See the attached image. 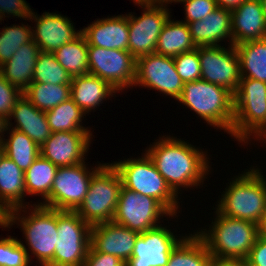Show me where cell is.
Here are the masks:
<instances>
[{"label":"cell","instance_id":"cell-1","mask_svg":"<svg viewBox=\"0 0 266 266\" xmlns=\"http://www.w3.org/2000/svg\"><path fill=\"white\" fill-rule=\"evenodd\" d=\"M157 140L145 152L176 194L181 187L197 188L204 184V179L211 172L205 151L170 135Z\"/></svg>","mask_w":266,"mask_h":266},{"label":"cell","instance_id":"cell-2","mask_svg":"<svg viewBox=\"0 0 266 266\" xmlns=\"http://www.w3.org/2000/svg\"><path fill=\"white\" fill-rule=\"evenodd\" d=\"M7 222L9 227L17 224L20 230H23L25 243L29 249L21 240L20 243L27 251L30 261L32 256L29 250L40 266H47L53 260L57 238H59L57 233L58 210L38 204L30 205L28 208L27 206L20 207L8 212Z\"/></svg>","mask_w":266,"mask_h":266},{"label":"cell","instance_id":"cell-3","mask_svg":"<svg viewBox=\"0 0 266 266\" xmlns=\"http://www.w3.org/2000/svg\"><path fill=\"white\" fill-rule=\"evenodd\" d=\"M217 214L209 230L195 232L205 243L212 258L246 259L259 236L258 224Z\"/></svg>","mask_w":266,"mask_h":266},{"label":"cell","instance_id":"cell-4","mask_svg":"<svg viewBox=\"0 0 266 266\" xmlns=\"http://www.w3.org/2000/svg\"><path fill=\"white\" fill-rule=\"evenodd\" d=\"M260 170L253 166L234 177L215 209L224 216L259 224L266 210V179Z\"/></svg>","mask_w":266,"mask_h":266},{"label":"cell","instance_id":"cell-5","mask_svg":"<svg viewBox=\"0 0 266 266\" xmlns=\"http://www.w3.org/2000/svg\"><path fill=\"white\" fill-rule=\"evenodd\" d=\"M177 101L193 110L210 126L231 134L234 94L225 87L199 79L185 82Z\"/></svg>","mask_w":266,"mask_h":266},{"label":"cell","instance_id":"cell-6","mask_svg":"<svg viewBox=\"0 0 266 266\" xmlns=\"http://www.w3.org/2000/svg\"><path fill=\"white\" fill-rule=\"evenodd\" d=\"M118 171L122 186L141 195L158 200L177 217L180 202L178 195L167 184L152 159L145 152L141 158H128L111 163Z\"/></svg>","mask_w":266,"mask_h":266},{"label":"cell","instance_id":"cell-7","mask_svg":"<svg viewBox=\"0 0 266 266\" xmlns=\"http://www.w3.org/2000/svg\"><path fill=\"white\" fill-rule=\"evenodd\" d=\"M266 124V82L241 77L234 93V119L230 136L247 145Z\"/></svg>","mask_w":266,"mask_h":266},{"label":"cell","instance_id":"cell-8","mask_svg":"<svg viewBox=\"0 0 266 266\" xmlns=\"http://www.w3.org/2000/svg\"><path fill=\"white\" fill-rule=\"evenodd\" d=\"M122 180L111 163H105L93 176L88 192L75 211L90 226L112 221Z\"/></svg>","mask_w":266,"mask_h":266},{"label":"cell","instance_id":"cell-9","mask_svg":"<svg viewBox=\"0 0 266 266\" xmlns=\"http://www.w3.org/2000/svg\"><path fill=\"white\" fill-rule=\"evenodd\" d=\"M91 226L75 211L58 210V237L54 258L47 266H84Z\"/></svg>","mask_w":266,"mask_h":266},{"label":"cell","instance_id":"cell-10","mask_svg":"<svg viewBox=\"0 0 266 266\" xmlns=\"http://www.w3.org/2000/svg\"><path fill=\"white\" fill-rule=\"evenodd\" d=\"M172 215L158 200L122 186L112 221L138 233L155 228L160 218Z\"/></svg>","mask_w":266,"mask_h":266},{"label":"cell","instance_id":"cell-11","mask_svg":"<svg viewBox=\"0 0 266 266\" xmlns=\"http://www.w3.org/2000/svg\"><path fill=\"white\" fill-rule=\"evenodd\" d=\"M137 59L129 52L88 46L90 74L108 82L118 92L134 86Z\"/></svg>","mask_w":266,"mask_h":266},{"label":"cell","instance_id":"cell-12","mask_svg":"<svg viewBox=\"0 0 266 266\" xmlns=\"http://www.w3.org/2000/svg\"><path fill=\"white\" fill-rule=\"evenodd\" d=\"M104 164L99 163L96 165L97 167L91 169L85 162L58 167L49 194V208L60 211H76L88 192L92 176Z\"/></svg>","mask_w":266,"mask_h":266},{"label":"cell","instance_id":"cell-13","mask_svg":"<svg viewBox=\"0 0 266 266\" xmlns=\"http://www.w3.org/2000/svg\"><path fill=\"white\" fill-rule=\"evenodd\" d=\"M143 8L139 17L128 14L129 52L139 57L155 53L158 37L167 20L172 17L163 3L136 4Z\"/></svg>","mask_w":266,"mask_h":266},{"label":"cell","instance_id":"cell-14","mask_svg":"<svg viewBox=\"0 0 266 266\" xmlns=\"http://www.w3.org/2000/svg\"><path fill=\"white\" fill-rule=\"evenodd\" d=\"M228 46H201L198 55L201 79L225 87L234 94L241 79L240 61L235 46Z\"/></svg>","mask_w":266,"mask_h":266},{"label":"cell","instance_id":"cell-15","mask_svg":"<svg viewBox=\"0 0 266 266\" xmlns=\"http://www.w3.org/2000/svg\"><path fill=\"white\" fill-rule=\"evenodd\" d=\"M134 86L157 90L177 100L184 83L177 74L173 57L152 53L137 59Z\"/></svg>","mask_w":266,"mask_h":266},{"label":"cell","instance_id":"cell-16","mask_svg":"<svg viewBox=\"0 0 266 266\" xmlns=\"http://www.w3.org/2000/svg\"><path fill=\"white\" fill-rule=\"evenodd\" d=\"M170 230L159 225L140 233L125 266H166L172 250L185 237L178 238Z\"/></svg>","mask_w":266,"mask_h":266},{"label":"cell","instance_id":"cell-17","mask_svg":"<svg viewBox=\"0 0 266 266\" xmlns=\"http://www.w3.org/2000/svg\"><path fill=\"white\" fill-rule=\"evenodd\" d=\"M91 139L87 131L54 132L40 146V155L57 167L83 163Z\"/></svg>","mask_w":266,"mask_h":266},{"label":"cell","instance_id":"cell-18","mask_svg":"<svg viewBox=\"0 0 266 266\" xmlns=\"http://www.w3.org/2000/svg\"><path fill=\"white\" fill-rule=\"evenodd\" d=\"M34 20L33 41L40 52L54 53L58 48L79 36L82 31L75 29L70 18L61 14L44 12L41 16L32 13L29 20Z\"/></svg>","mask_w":266,"mask_h":266},{"label":"cell","instance_id":"cell-19","mask_svg":"<svg viewBox=\"0 0 266 266\" xmlns=\"http://www.w3.org/2000/svg\"><path fill=\"white\" fill-rule=\"evenodd\" d=\"M139 234L114 221L96 224L91 226L90 247L96 252L117 256L126 263L132 257Z\"/></svg>","mask_w":266,"mask_h":266},{"label":"cell","instance_id":"cell-20","mask_svg":"<svg viewBox=\"0 0 266 266\" xmlns=\"http://www.w3.org/2000/svg\"><path fill=\"white\" fill-rule=\"evenodd\" d=\"M81 31L88 46L129 51L128 14L97 19Z\"/></svg>","mask_w":266,"mask_h":266},{"label":"cell","instance_id":"cell-21","mask_svg":"<svg viewBox=\"0 0 266 266\" xmlns=\"http://www.w3.org/2000/svg\"><path fill=\"white\" fill-rule=\"evenodd\" d=\"M232 45L266 38V18L260 0H246L231 11Z\"/></svg>","mask_w":266,"mask_h":266},{"label":"cell","instance_id":"cell-22","mask_svg":"<svg viewBox=\"0 0 266 266\" xmlns=\"http://www.w3.org/2000/svg\"><path fill=\"white\" fill-rule=\"evenodd\" d=\"M192 41L196 47L221 45L229 40L232 45L231 10L217 8L202 20L187 23Z\"/></svg>","mask_w":266,"mask_h":266},{"label":"cell","instance_id":"cell-23","mask_svg":"<svg viewBox=\"0 0 266 266\" xmlns=\"http://www.w3.org/2000/svg\"><path fill=\"white\" fill-rule=\"evenodd\" d=\"M11 119L16 122L15 126L10 122ZM8 127L25 133L39 147L52 133L45 112L37 109L24 95L15 103L8 118Z\"/></svg>","mask_w":266,"mask_h":266},{"label":"cell","instance_id":"cell-24","mask_svg":"<svg viewBox=\"0 0 266 266\" xmlns=\"http://www.w3.org/2000/svg\"><path fill=\"white\" fill-rule=\"evenodd\" d=\"M71 98L86 114L101 106L106 98L119 93L108 82L93 74L75 76L70 83Z\"/></svg>","mask_w":266,"mask_h":266},{"label":"cell","instance_id":"cell-25","mask_svg":"<svg viewBox=\"0 0 266 266\" xmlns=\"http://www.w3.org/2000/svg\"><path fill=\"white\" fill-rule=\"evenodd\" d=\"M26 195L24 171L4 155L0 160V205L7 213L16 208L28 207L30 204L24 201Z\"/></svg>","mask_w":266,"mask_h":266},{"label":"cell","instance_id":"cell-26","mask_svg":"<svg viewBox=\"0 0 266 266\" xmlns=\"http://www.w3.org/2000/svg\"><path fill=\"white\" fill-rule=\"evenodd\" d=\"M40 49L32 40L21 45L11 59L0 66L3 77L24 92L33 81L34 67Z\"/></svg>","mask_w":266,"mask_h":266},{"label":"cell","instance_id":"cell-27","mask_svg":"<svg viewBox=\"0 0 266 266\" xmlns=\"http://www.w3.org/2000/svg\"><path fill=\"white\" fill-rule=\"evenodd\" d=\"M195 48L187 23L171 20L170 17L158 37L155 53L175 57Z\"/></svg>","mask_w":266,"mask_h":266},{"label":"cell","instance_id":"cell-28","mask_svg":"<svg viewBox=\"0 0 266 266\" xmlns=\"http://www.w3.org/2000/svg\"><path fill=\"white\" fill-rule=\"evenodd\" d=\"M57 169L55 164L40 155L24 172L26 194L38 195L44 200L43 203L38 202V205L49 208V194Z\"/></svg>","mask_w":266,"mask_h":266},{"label":"cell","instance_id":"cell-29","mask_svg":"<svg viewBox=\"0 0 266 266\" xmlns=\"http://www.w3.org/2000/svg\"><path fill=\"white\" fill-rule=\"evenodd\" d=\"M240 61V74L266 82V38L235 45Z\"/></svg>","mask_w":266,"mask_h":266},{"label":"cell","instance_id":"cell-30","mask_svg":"<svg viewBox=\"0 0 266 266\" xmlns=\"http://www.w3.org/2000/svg\"><path fill=\"white\" fill-rule=\"evenodd\" d=\"M211 260L204 241L194 232L185 235L172 250L166 266H209Z\"/></svg>","mask_w":266,"mask_h":266},{"label":"cell","instance_id":"cell-31","mask_svg":"<svg viewBox=\"0 0 266 266\" xmlns=\"http://www.w3.org/2000/svg\"><path fill=\"white\" fill-rule=\"evenodd\" d=\"M10 129V127L7 129L8 139L2 140L5 155L25 172L40 156V147L25 133Z\"/></svg>","mask_w":266,"mask_h":266},{"label":"cell","instance_id":"cell-32","mask_svg":"<svg viewBox=\"0 0 266 266\" xmlns=\"http://www.w3.org/2000/svg\"><path fill=\"white\" fill-rule=\"evenodd\" d=\"M45 114L52 133L87 131L92 136L90 129L85 128L81 123L86 113L74 103L71 97L51 110L45 111Z\"/></svg>","mask_w":266,"mask_h":266},{"label":"cell","instance_id":"cell-33","mask_svg":"<svg viewBox=\"0 0 266 266\" xmlns=\"http://www.w3.org/2000/svg\"><path fill=\"white\" fill-rule=\"evenodd\" d=\"M53 54L72 78L89 73L88 44L82 33Z\"/></svg>","mask_w":266,"mask_h":266},{"label":"cell","instance_id":"cell-34","mask_svg":"<svg viewBox=\"0 0 266 266\" xmlns=\"http://www.w3.org/2000/svg\"><path fill=\"white\" fill-rule=\"evenodd\" d=\"M23 95L39 110L48 111L71 97L70 85L31 83Z\"/></svg>","mask_w":266,"mask_h":266},{"label":"cell","instance_id":"cell-35","mask_svg":"<svg viewBox=\"0 0 266 266\" xmlns=\"http://www.w3.org/2000/svg\"><path fill=\"white\" fill-rule=\"evenodd\" d=\"M71 80L72 77L56 60L53 53L38 54L32 83L70 85Z\"/></svg>","mask_w":266,"mask_h":266},{"label":"cell","instance_id":"cell-36","mask_svg":"<svg viewBox=\"0 0 266 266\" xmlns=\"http://www.w3.org/2000/svg\"><path fill=\"white\" fill-rule=\"evenodd\" d=\"M31 26L22 24L0 30V66L9 61L21 45L33 40Z\"/></svg>","mask_w":266,"mask_h":266},{"label":"cell","instance_id":"cell-37","mask_svg":"<svg viewBox=\"0 0 266 266\" xmlns=\"http://www.w3.org/2000/svg\"><path fill=\"white\" fill-rule=\"evenodd\" d=\"M30 259L20 240L8 236L0 238V266H30Z\"/></svg>","mask_w":266,"mask_h":266},{"label":"cell","instance_id":"cell-38","mask_svg":"<svg viewBox=\"0 0 266 266\" xmlns=\"http://www.w3.org/2000/svg\"><path fill=\"white\" fill-rule=\"evenodd\" d=\"M173 59L177 74L180 76L183 83L201 79L198 47L192 51L181 53L173 57Z\"/></svg>","mask_w":266,"mask_h":266},{"label":"cell","instance_id":"cell-39","mask_svg":"<svg viewBox=\"0 0 266 266\" xmlns=\"http://www.w3.org/2000/svg\"><path fill=\"white\" fill-rule=\"evenodd\" d=\"M182 3L186 15L184 23L202 20L218 8L215 0H184Z\"/></svg>","mask_w":266,"mask_h":266},{"label":"cell","instance_id":"cell-40","mask_svg":"<svg viewBox=\"0 0 266 266\" xmlns=\"http://www.w3.org/2000/svg\"><path fill=\"white\" fill-rule=\"evenodd\" d=\"M22 95L23 92L10 84L0 72V114L9 118L15 103Z\"/></svg>","mask_w":266,"mask_h":266},{"label":"cell","instance_id":"cell-41","mask_svg":"<svg viewBox=\"0 0 266 266\" xmlns=\"http://www.w3.org/2000/svg\"><path fill=\"white\" fill-rule=\"evenodd\" d=\"M33 11L26 0H0V20L4 21L5 15H13L16 18L28 20Z\"/></svg>","mask_w":266,"mask_h":266},{"label":"cell","instance_id":"cell-42","mask_svg":"<svg viewBox=\"0 0 266 266\" xmlns=\"http://www.w3.org/2000/svg\"><path fill=\"white\" fill-rule=\"evenodd\" d=\"M84 266H125V262L117 256L96 252L89 247Z\"/></svg>","mask_w":266,"mask_h":266},{"label":"cell","instance_id":"cell-43","mask_svg":"<svg viewBox=\"0 0 266 266\" xmlns=\"http://www.w3.org/2000/svg\"><path fill=\"white\" fill-rule=\"evenodd\" d=\"M248 266H266V239L258 236L248 257Z\"/></svg>","mask_w":266,"mask_h":266},{"label":"cell","instance_id":"cell-44","mask_svg":"<svg viewBox=\"0 0 266 266\" xmlns=\"http://www.w3.org/2000/svg\"><path fill=\"white\" fill-rule=\"evenodd\" d=\"M209 266H248L246 259L212 258Z\"/></svg>","mask_w":266,"mask_h":266},{"label":"cell","instance_id":"cell-45","mask_svg":"<svg viewBox=\"0 0 266 266\" xmlns=\"http://www.w3.org/2000/svg\"><path fill=\"white\" fill-rule=\"evenodd\" d=\"M217 7L233 10L242 5L246 0H215Z\"/></svg>","mask_w":266,"mask_h":266},{"label":"cell","instance_id":"cell-46","mask_svg":"<svg viewBox=\"0 0 266 266\" xmlns=\"http://www.w3.org/2000/svg\"><path fill=\"white\" fill-rule=\"evenodd\" d=\"M8 129V118L0 114V141L4 139V132Z\"/></svg>","mask_w":266,"mask_h":266},{"label":"cell","instance_id":"cell-47","mask_svg":"<svg viewBox=\"0 0 266 266\" xmlns=\"http://www.w3.org/2000/svg\"><path fill=\"white\" fill-rule=\"evenodd\" d=\"M259 236L266 239V210L263 213L262 219L258 224Z\"/></svg>","mask_w":266,"mask_h":266},{"label":"cell","instance_id":"cell-48","mask_svg":"<svg viewBox=\"0 0 266 266\" xmlns=\"http://www.w3.org/2000/svg\"><path fill=\"white\" fill-rule=\"evenodd\" d=\"M255 137V138H254ZM253 140H260V142L263 140L264 143H266V124L253 135ZM262 139V140H261Z\"/></svg>","mask_w":266,"mask_h":266},{"label":"cell","instance_id":"cell-49","mask_svg":"<svg viewBox=\"0 0 266 266\" xmlns=\"http://www.w3.org/2000/svg\"><path fill=\"white\" fill-rule=\"evenodd\" d=\"M7 218H8V213L0 205V224H8Z\"/></svg>","mask_w":266,"mask_h":266},{"label":"cell","instance_id":"cell-50","mask_svg":"<svg viewBox=\"0 0 266 266\" xmlns=\"http://www.w3.org/2000/svg\"><path fill=\"white\" fill-rule=\"evenodd\" d=\"M135 4H143V3H158L160 0H133Z\"/></svg>","mask_w":266,"mask_h":266},{"label":"cell","instance_id":"cell-51","mask_svg":"<svg viewBox=\"0 0 266 266\" xmlns=\"http://www.w3.org/2000/svg\"><path fill=\"white\" fill-rule=\"evenodd\" d=\"M182 1H184V0H160V3H163V4H165V5H168V4H170V3H172V2H179V3H181Z\"/></svg>","mask_w":266,"mask_h":266},{"label":"cell","instance_id":"cell-52","mask_svg":"<svg viewBox=\"0 0 266 266\" xmlns=\"http://www.w3.org/2000/svg\"><path fill=\"white\" fill-rule=\"evenodd\" d=\"M5 155L3 142L0 141V160Z\"/></svg>","mask_w":266,"mask_h":266},{"label":"cell","instance_id":"cell-53","mask_svg":"<svg viewBox=\"0 0 266 266\" xmlns=\"http://www.w3.org/2000/svg\"><path fill=\"white\" fill-rule=\"evenodd\" d=\"M260 1H261L262 8H263V11H264V14H265V18H266V0H260Z\"/></svg>","mask_w":266,"mask_h":266},{"label":"cell","instance_id":"cell-54","mask_svg":"<svg viewBox=\"0 0 266 266\" xmlns=\"http://www.w3.org/2000/svg\"><path fill=\"white\" fill-rule=\"evenodd\" d=\"M0 226H1V228H9L10 229V227H9V225L8 224H0Z\"/></svg>","mask_w":266,"mask_h":266}]
</instances>
